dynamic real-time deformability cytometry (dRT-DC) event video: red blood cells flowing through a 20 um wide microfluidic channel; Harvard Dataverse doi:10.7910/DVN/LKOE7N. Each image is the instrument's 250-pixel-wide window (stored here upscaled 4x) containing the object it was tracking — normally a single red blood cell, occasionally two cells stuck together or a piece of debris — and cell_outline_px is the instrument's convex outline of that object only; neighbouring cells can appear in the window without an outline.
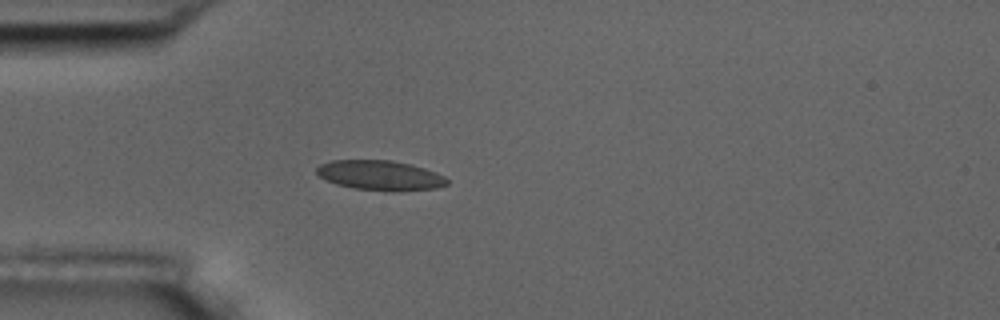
{"species": "common noctule bat (a hibernating species)", "species_latin": "Nyctalus noctula", "temperature_condition": "room temperature", "stored_images_in_passage": 48, "camera_frame_rate_fps": 3000, "um_per_image_px": 0.085, "animal": {"sex": "male", "body_mass_g": 17.5, "forearm_length_mm": 52.3}, "frame": {"image": 1, "passage_image": 8, "time_ms": 2.333, "image_size_px": [1000, 320], "cell_outline_px": [[448, 184], [436, 188], [356, 188], [336, 184], [320, 176], [316, 172], [316, 168], [320, 164], [332, 160], [392, 160], [412, 164], [436, 172], [444, 176], [448, 180]], "centroid_in_image_um": [32.28, 14.84], "position_along_channel_um": 52.7, "area_um2": 21.56}}
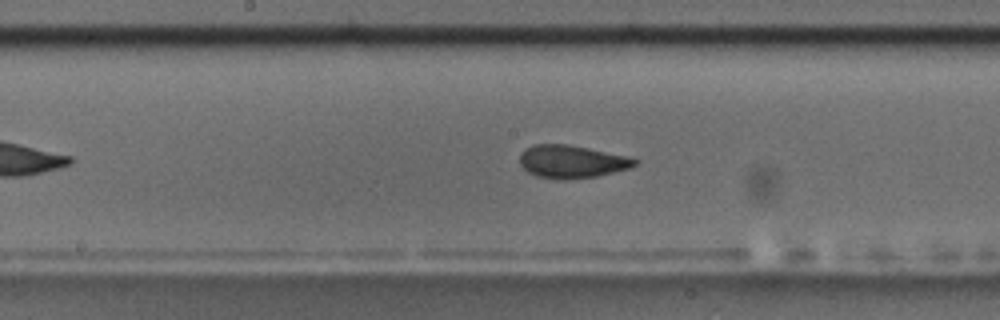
{"frame": {"image": 2, "passage_image": 21, "time_ms": 6.667, "image_size_px": [1000, 320], "cell_outline_px": [[640, 160], [636, 164], [628, 168], [596, 176], [560, 180], [556, 180], [536, 176], [528, 172], [520, 164], [520, 152], [524, 148], [532, 144], [568, 144], [632, 156]], "centroid_in_image_um": [48.59, 13.72], "position_along_channel_um": 199.6, "area_um2": 22.31}}
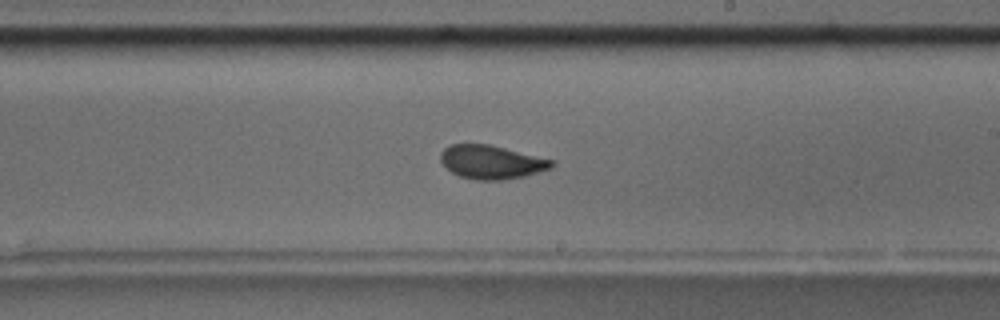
{"frame": {"image": 3, "passage_image": 25, "time_ms": 8.0, "image_size_px": [1000, 320], "cell_outline_px": [[556, 164], [552, 168], [524, 176], [504, 180], [476, 180], [460, 176], [452, 172], [440, 160], [440, 152], [444, 148], [452, 144], [488, 144], [552, 160]], "centroid_in_image_um": [41.76, 13.78], "position_along_channel_um": 247.2, "area_um2": 21.56}, "authors_computed_cell_mechanics": {"area_um2": 21.8195, "velocity_mm_per_s": 3.5855, "shape_relaxation_time_tau1_ms": 3.3753, "shape_relaxation_time_tau2_ms": 0.7575, "deformation_change_tau1": 0.1092, "deformation_change_tau2": 0.0488}}